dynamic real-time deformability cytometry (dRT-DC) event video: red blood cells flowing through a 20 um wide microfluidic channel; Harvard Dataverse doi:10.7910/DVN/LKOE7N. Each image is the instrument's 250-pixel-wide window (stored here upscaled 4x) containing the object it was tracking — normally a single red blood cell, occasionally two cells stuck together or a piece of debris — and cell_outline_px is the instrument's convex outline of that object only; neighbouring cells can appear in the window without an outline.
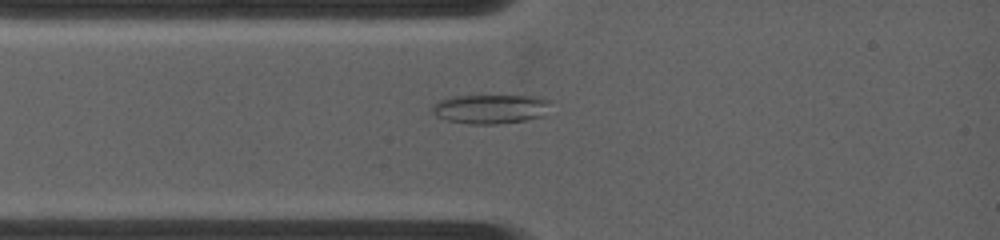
{"species": "common noctule bat (a hibernating species)", "species_latin": "Nyctalus noctula", "temperature_condition": "warm", "stored_images_in_passage": 48, "camera_frame_rate_fps": 4500, "um_per_image_px": 0.085, "animal": {"sex": "female", "body_mass_g": 19.0, "forearm_length_mm": 53.3}, "frame": {"image": 1, "passage_image": 4, "time_ms": 0.667, "image_size_px": [1000, 240], "cell_outline_px": [[556, 100], [544, 116], [524, 120], [496, 124], [468, 124], [448, 120], [436, 116], [428, 108], [432, 104], [440, 100], [456, 96], [544, 96]], "centroid_in_image_um": [41.77, 9.25], "position_along_channel_um": 43.2, "area_um2": 20.69}}
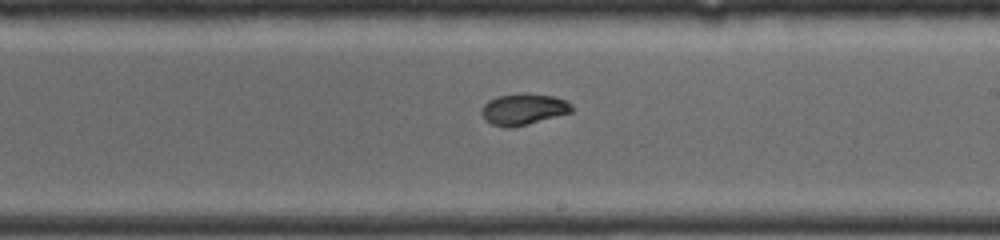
{"frame": {"image": 2, "passage_image": 27, "time_ms": 5.778, "image_size_px": [1000, 240], "cell_outline_px": [[572, 112], [524, 124], [492, 124], [480, 112], [484, 104], [488, 100], [496, 96], [520, 92], [528, 92], [552, 96], [564, 100], [572, 108]], "centroid_in_image_um": [44.48, 9.2], "position_along_channel_um": 244.5, "area_um2": 15.66}}
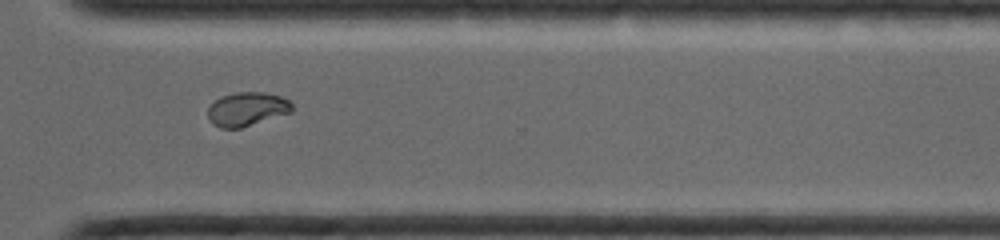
{"frame": {"image": 3, "passage_image": 39, "time_ms": 8.444, "image_size_px": [1000, 240], "cell_outline_px": [[292, 112], [240, 128], [220, 128], [212, 124], [208, 116], [208, 108], [220, 96], [236, 92], [264, 92], [280, 96], [288, 100], [292, 104]], "centroid_in_image_um": [20.98, 9.27], "position_along_channel_um": 349.6, "area_um2": 16.53}}